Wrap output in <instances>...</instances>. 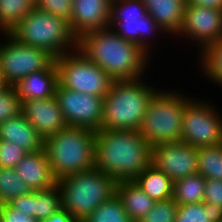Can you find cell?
Instances as JSON below:
<instances>
[{
  "label": "cell",
  "instance_id": "6da1fadb",
  "mask_svg": "<svg viewBox=\"0 0 222 222\" xmlns=\"http://www.w3.org/2000/svg\"><path fill=\"white\" fill-rule=\"evenodd\" d=\"M77 49L114 81L140 79L151 64L150 56L139 45L120 37L110 27L82 34Z\"/></svg>",
  "mask_w": 222,
  "mask_h": 222
},
{
  "label": "cell",
  "instance_id": "7a4b0ae2",
  "mask_svg": "<svg viewBox=\"0 0 222 222\" xmlns=\"http://www.w3.org/2000/svg\"><path fill=\"white\" fill-rule=\"evenodd\" d=\"M94 167L118 181H132L151 164V146L139 130L96 131Z\"/></svg>",
  "mask_w": 222,
  "mask_h": 222
},
{
  "label": "cell",
  "instance_id": "3957f363",
  "mask_svg": "<svg viewBox=\"0 0 222 222\" xmlns=\"http://www.w3.org/2000/svg\"><path fill=\"white\" fill-rule=\"evenodd\" d=\"M143 79L112 82L104 97L102 129H140L151 99L160 90Z\"/></svg>",
  "mask_w": 222,
  "mask_h": 222
},
{
  "label": "cell",
  "instance_id": "277c9868",
  "mask_svg": "<svg viewBox=\"0 0 222 222\" xmlns=\"http://www.w3.org/2000/svg\"><path fill=\"white\" fill-rule=\"evenodd\" d=\"M95 137L96 131L92 129L67 126L44 139L43 148L57 181L67 175L94 168Z\"/></svg>",
  "mask_w": 222,
  "mask_h": 222
},
{
  "label": "cell",
  "instance_id": "5b68a950",
  "mask_svg": "<svg viewBox=\"0 0 222 222\" xmlns=\"http://www.w3.org/2000/svg\"><path fill=\"white\" fill-rule=\"evenodd\" d=\"M62 208L78 222L116 194L117 181L95 167L67 175L57 181Z\"/></svg>",
  "mask_w": 222,
  "mask_h": 222
},
{
  "label": "cell",
  "instance_id": "8992f818",
  "mask_svg": "<svg viewBox=\"0 0 222 222\" xmlns=\"http://www.w3.org/2000/svg\"><path fill=\"white\" fill-rule=\"evenodd\" d=\"M9 35L21 44L47 51L54 58L77 49L78 38L72 33L69 22L36 7Z\"/></svg>",
  "mask_w": 222,
  "mask_h": 222
},
{
  "label": "cell",
  "instance_id": "52a82bcc",
  "mask_svg": "<svg viewBox=\"0 0 222 222\" xmlns=\"http://www.w3.org/2000/svg\"><path fill=\"white\" fill-rule=\"evenodd\" d=\"M179 92L162 88L151 99L139 129L151 147L181 141L183 110L191 98Z\"/></svg>",
  "mask_w": 222,
  "mask_h": 222
},
{
  "label": "cell",
  "instance_id": "ba28073f",
  "mask_svg": "<svg viewBox=\"0 0 222 222\" xmlns=\"http://www.w3.org/2000/svg\"><path fill=\"white\" fill-rule=\"evenodd\" d=\"M109 27L120 37L139 45L150 56L154 43L149 40L157 37L159 32L168 35L147 13L142 0H111Z\"/></svg>",
  "mask_w": 222,
  "mask_h": 222
},
{
  "label": "cell",
  "instance_id": "9c48e42d",
  "mask_svg": "<svg viewBox=\"0 0 222 222\" xmlns=\"http://www.w3.org/2000/svg\"><path fill=\"white\" fill-rule=\"evenodd\" d=\"M62 87L104 98L114 81L105 71L76 49L55 58Z\"/></svg>",
  "mask_w": 222,
  "mask_h": 222
},
{
  "label": "cell",
  "instance_id": "30bf717a",
  "mask_svg": "<svg viewBox=\"0 0 222 222\" xmlns=\"http://www.w3.org/2000/svg\"><path fill=\"white\" fill-rule=\"evenodd\" d=\"M215 104L191 98L183 110L181 141L195 148L222 144V116Z\"/></svg>",
  "mask_w": 222,
  "mask_h": 222
},
{
  "label": "cell",
  "instance_id": "8fae6325",
  "mask_svg": "<svg viewBox=\"0 0 222 222\" xmlns=\"http://www.w3.org/2000/svg\"><path fill=\"white\" fill-rule=\"evenodd\" d=\"M0 42V72L8 86H14L29 74L47 69L55 58L43 49L17 42L9 34Z\"/></svg>",
  "mask_w": 222,
  "mask_h": 222
},
{
  "label": "cell",
  "instance_id": "7c38bea8",
  "mask_svg": "<svg viewBox=\"0 0 222 222\" xmlns=\"http://www.w3.org/2000/svg\"><path fill=\"white\" fill-rule=\"evenodd\" d=\"M55 97L67 126L93 131L102 129L104 98L74 91L62 87L59 83Z\"/></svg>",
  "mask_w": 222,
  "mask_h": 222
},
{
  "label": "cell",
  "instance_id": "4fadbf2b",
  "mask_svg": "<svg viewBox=\"0 0 222 222\" xmlns=\"http://www.w3.org/2000/svg\"><path fill=\"white\" fill-rule=\"evenodd\" d=\"M176 36L190 39L202 54L211 44L222 39V10L186 4L182 25Z\"/></svg>",
  "mask_w": 222,
  "mask_h": 222
},
{
  "label": "cell",
  "instance_id": "5bb4252c",
  "mask_svg": "<svg viewBox=\"0 0 222 222\" xmlns=\"http://www.w3.org/2000/svg\"><path fill=\"white\" fill-rule=\"evenodd\" d=\"M151 164L175 182L198 173L197 148L182 141L153 145Z\"/></svg>",
  "mask_w": 222,
  "mask_h": 222
},
{
  "label": "cell",
  "instance_id": "9a60e30c",
  "mask_svg": "<svg viewBox=\"0 0 222 222\" xmlns=\"http://www.w3.org/2000/svg\"><path fill=\"white\" fill-rule=\"evenodd\" d=\"M22 113L42 139L57 134L67 127L55 96L22 101Z\"/></svg>",
  "mask_w": 222,
  "mask_h": 222
},
{
  "label": "cell",
  "instance_id": "2e32d148",
  "mask_svg": "<svg viewBox=\"0 0 222 222\" xmlns=\"http://www.w3.org/2000/svg\"><path fill=\"white\" fill-rule=\"evenodd\" d=\"M110 12L111 0H73L70 29L79 38L88 31L108 28Z\"/></svg>",
  "mask_w": 222,
  "mask_h": 222
},
{
  "label": "cell",
  "instance_id": "e0dca14e",
  "mask_svg": "<svg viewBox=\"0 0 222 222\" xmlns=\"http://www.w3.org/2000/svg\"><path fill=\"white\" fill-rule=\"evenodd\" d=\"M14 169L32 191L46 190L57 184L44 148L29 152Z\"/></svg>",
  "mask_w": 222,
  "mask_h": 222
},
{
  "label": "cell",
  "instance_id": "ac0fdd59",
  "mask_svg": "<svg viewBox=\"0 0 222 222\" xmlns=\"http://www.w3.org/2000/svg\"><path fill=\"white\" fill-rule=\"evenodd\" d=\"M58 83V69L54 61L47 69L19 80L14 88L21 101L36 100L55 96Z\"/></svg>",
  "mask_w": 222,
  "mask_h": 222
},
{
  "label": "cell",
  "instance_id": "d6986e66",
  "mask_svg": "<svg viewBox=\"0 0 222 222\" xmlns=\"http://www.w3.org/2000/svg\"><path fill=\"white\" fill-rule=\"evenodd\" d=\"M0 140L8 141L29 152L43 149L44 139L26 120L23 113L0 124Z\"/></svg>",
  "mask_w": 222,
  "mask_h": 222
},
{
  "label": "cell",
  "instance_id": "ffe728a7",
  "mask_svg": "<svg viewBox=\"0 0 222 222\" xmlns=\"http://www.w3.org/2000/svg\"><path fill=\"white\" fill-rule=\"evenodd\" d=\"M142 2L147 13L169 36H175L179 32L186 0H142Z\"/></svg>",
  "mask_w": 222,
  "mask_h": 222
},
{
  "label": "cell",
  "instance_id": "44dd1931",
  "mask_svg": "<svg viewBox=\"0 0 222 222\" xmlns=\"http://www.w3.org/2000/svg\"><path fill=\"white\" fill-rule=\"evenodd\" d=\"M116 195L133 222H139L155 204V201L133 180L118 181Z\"/></svg>",
  "mask_w": 222,
  "mask_h": 222
},
{
  "label": "cell",
  "instance_id": "7402d4cb",
  "mask_svg": "<svg viewBox=\"0 0 222 222\" xmlns=\"http://www.w3.org/2000/svg\"><path fill=\"white\" fill-rule=\"evenodd\" d=\"M133 181L155 202L172 198L174 182L152 164L145 168Z\"/></svg>",
  "mask_w": 222,
  "mask_h": 222
},
{
  "label": "cell",
  "instance_id": "603a6c76",
  "mask_svg": "<svg viewBox=\"0 0 222 222\" xmlns=\"http://www.w3.org/2000/svg\"><path fill=\"white\" fill-rule=\"evenodd\" d=\"M205 178L194 174L173 183V200L177 205L194 204L203 202Z\"/></svg>",
  "mask_w": 222,
  "mask_h": 222
},
{
  "label": "cell",
  "instance_id": "cb8c5ba5",
  "mask_svg": "<svg viewBox=\"0 0 222 222\" xmlns=\"http://www.w3.org/2000/svg\"><path fill=\"white\" fill-rule=\"evenodd\" d=\"M35 7V0H0L1 34H9Z\"/></svg>",
  "mask_w": 222,
  "mask_h": 222
},
{
  "label": "cell",
  "instance_id": "d4e9b609",
  "mask_svg": "<svg viewBox=\"0 0 222 222\" xmlns=\"http://www.w3.org/2000/svg\"><path fill=\"white\" fill-rule=\"evenodd\" d=\"M175 222H222V207L205 202L178 205Z\"/></svg>",
  "mask_w": 222,
  "mask_h": 222
},
{
  "label": "cell",
  "instance_id": "484cf974",
  "mask_svg": "<svg viewBox=\"0 0 222 222\" xmlns=\"http://www.w3.org/2000/svg\"><path fill=\"white\" fill-rule=\"evenodd\" d=\"M62 208L58 184L46 190L32 191V218L43 221Z\"/></svg>",
  "mask_w": 222,
  "mask_h": 222
},
{
  "label": "cell",
  "instance_id": "4316f807",
  "mask_svg": "<svg viewBox=\"0 0 222 222\" xmlns=\"http://www.w3.org/2000/svg\"><path fill=\"white\" fill-rule=\"evenodd\" d=\"M198 174L222 180V144L197 148Z\"/></svg>",
  "mask_w": 222,
  "mask_h": 222
},
{
  "label": "cell",
  "instance_id": "83f0119b",
  "mask_svg": "<svg viewBox=\"0 0 222 222\" xmlns=\"http://www.w3.org/2000/svg\"><path fill=\"white\" fill-rule=\"evenodd\" d=\"M198 63L204 76L214 84L222 87V39L211 44L202 54H198Z\"/></svg>",
  "mask_w": 222,
  "mask_h": 222
},
{
  "label": "cell",
  "instance_id": "f1b7e54d",
  "mask_svg": "<svg viewBox=\"0 0 222 222\" xmlns=\"http://www.w3.org/2000/svg\"><path fill=\"white\" fill-rule=\"evenodd\" d=\"M31 191L14 168L0 167V200L3 204H8Z\"/></svg>",
  "mask_w": 222,
  "mask_h": 222
},
{
  "label": "cell",
  "instance_id": "f546056e",
  "mask_svg": "<svg viewBox=\"0 0 222 222\" xmlns=\"http://www.w3.org/2000/svg\"><path fill=\"white\" fill-rule=\"evenodd\" d=\"M82 222H133L125 211L121 200L115 194L106 202L100 204Z\"/></svg>",
  "mask_w": 222,
  "mask_h": 222
},
{
  "label": "cell",
  "instance_id": "4dcf8cb0",
  "mask_svg": "<svg viewBox=\"0 0 222 222\" xmlns=\"http://www.w3.org/2000/svg\"><path fill=\"white\" fill-rule=\"evenodd\" d=\"M22 113V101L14 86L0 91V124Z\"/></svg>",
  "mask_w": 222,
  "mask_h": 222
},
{
  "label": "cell",
  "instance_id": "1f68e13d",
  "mask_svg": "<svg viewBox=\"0 0 222 222\" xmlns=\"http://www.w3.org/2000/svg\"><path fill=\"white\" fill-rule=\"evenodd\" d=\"M178 205L173 198L156 201L153 208L139 222H175Z\"/></svg>",
  "mask_w": 222,
  "mask_h": 222
},
{
  "label": "cell",
  "instance_id": "d6a6232c",
  "mask_svg": "<svg viewBox=\"0 0 222 222\" xmlns=\"http://www.w3.org/2000/svg\"><path fill=\"white\" fill-rule=\"evenodd\" d=\"M27 154L28 152L20 146L0 140V167L15 168Z\"/></svg>",
  "mask_w": 222,
  "mask_h": 222
},
{
  "label": "cell",
  "instance_id": "836d02e7",
  "mask_svg": "<svg viewBox=\"0 0 222 222\" xmlns=\"http://www.w3.org/2000/svg\"><path fill=\"white\" fill-rule=\"evenodd\" d=\"M36 8L70 21L73 0H35Z\"/></svg>",
  "mask_w": 222,
  "mask_h": 222
},
{
  "label": "cell",
  "instance_id": "e575fe53",
  "mask_svg": "<svg viewBox=\"0 0 222 222\" xmlns=\"http://www.w3.org/2000/svg\"><path fill=\"white\" fill-rule=\"evenodd\" d=\"M203 202L222 207V180L205 179Z\"/></svg>",
  "mask_w": 222,
  "mask_h": 222
},
{
  "label": "cell",
  "instance_id": "d590c367",
  "mask_svg": "<svg viewBox=\"0 0 222 222\" xmlns=\"http://www.w3.org/2000/svg\"><path fill=\"white\" fill-rule=\"evenodd\" d=\"M0 222H40L29 217L21 210L12 208L9 204H3L0 208Z\"/></svg>",
  "mask_w": 222,
  "mask_h": 222
},
{
  "label": "cell",
  "instance_id": "8d00e7d4",
  "mask_svg": "<svg viewBox=\"0 0 222 222\" xmlns=\"http://www.w3.org/2000/svg\"><path fill=\"white\" fill-rule=\"evenodd\" d=\"M12 208L16 210H21L23 213L27 214L29 217H32V191L17 197L10 203H8Z\"/></svg>",
  "mask_w": 222,
  "mask_h": 222
},
{
  "label": "cell",
  "instance_id": "74e56055",
  "mask_svg": "<svg viewBox=\"0 0 222 222\" xmlns=\"http://www.w3.org/2000/svg\"><path fill=\"white\" fill-rule=\"evenodd\" d=\"M40 222H78L68 211L61 208L49 218Z\"/></svg>",
  "mask_w": 222,
  "mask_h": 222
},
{
  "label": "cell",
  "instance_id": "f35d334b",
  "mask_svg": "<svg viewBox=\"0 0 222 222\" xmlns=\"http://www.w3.org/2000/svg\"><path fill=\"white\" fill-rule=\"evenodd\" d=\"M186 4L222 10V0H186Z\"/></svg>",
  "mask_w": 222,
  "mask_h": 222
},
{
  "label": "cell",
  "instance_id": "ab89813d",
  "mask_svg": "<svg viewBox=\"0 0 222 222\" xmlns=\"http://www.w3.org/2000/svg\"><path fill=\"white\" fill-rule=\"evenodd\" d=\"M8 85L4 82V79L2 77V74L0 72V91H2L4 88H6Z\"/></svg>",
  "mask_w": 222,
  "mask_h": 222
}]
</instances>
